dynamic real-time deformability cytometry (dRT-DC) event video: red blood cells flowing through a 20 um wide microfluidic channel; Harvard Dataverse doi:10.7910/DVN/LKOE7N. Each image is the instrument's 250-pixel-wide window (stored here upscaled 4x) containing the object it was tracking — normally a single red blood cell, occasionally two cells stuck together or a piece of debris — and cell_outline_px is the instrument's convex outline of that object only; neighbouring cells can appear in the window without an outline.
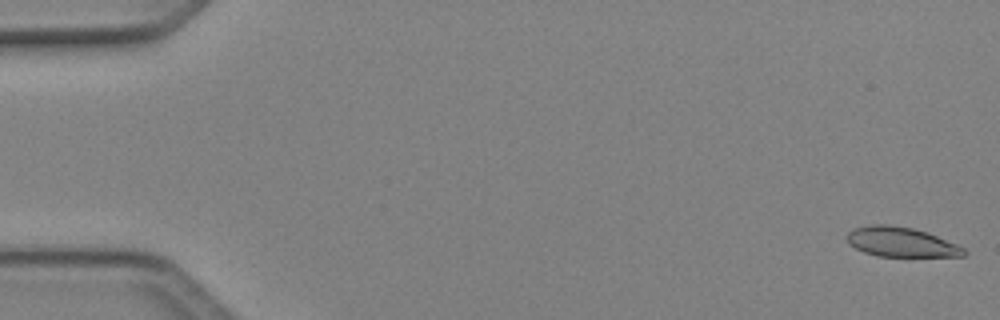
{"species": "Egyptian fruit bat (a non-hibernating species)", "species_latin": "Rousettus aegyptiacus", "temperature_condition": "cold", "stored_images_in_passage": 50, "camera_frame_rate_fps": 3000, "um_per_image_px": 0.085, "animal": {"sex": "female"}, "frame": {"image": 1, "passage_image": 1, "time_ms": 0.0, "image_size_px": [1000, 320], "cell_outline_px": [[968, 252], [964, 256], [880, 256], [864, 252], [848, 244], [848, 232], [856, 228], [868, 224], [888, 224], [912, 228], [928, 232], [956, 244], [964, 248]], "centroid_in_image_um": [76.6, 20.56], "position_along_channel_um": 8.4, "area_um2": 20.11}}
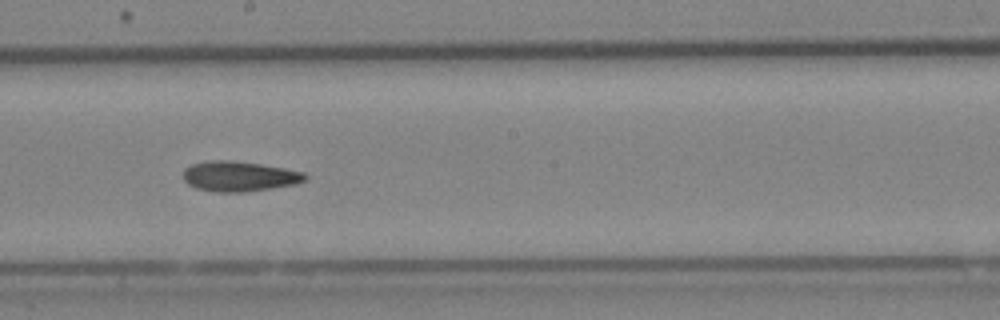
{"frame": {"image": 2, "passage_image": 28, "time_ms": 9.0, "image_size_px": [1000, 320], "cell_outline_px": [[308, 176], [304, 180], [296, 184], [240, 192], [216, 192], [196, 188], [188, 184], [184, 180], [184, 168], [192, 164], [212, 160], [228, 160], [260, 164], [284, 168], [304, 172]], "centroid_in_image_um": [20.31, 14.98], "position_along_channel_um": 227.9, "area_um2": 21.15}}
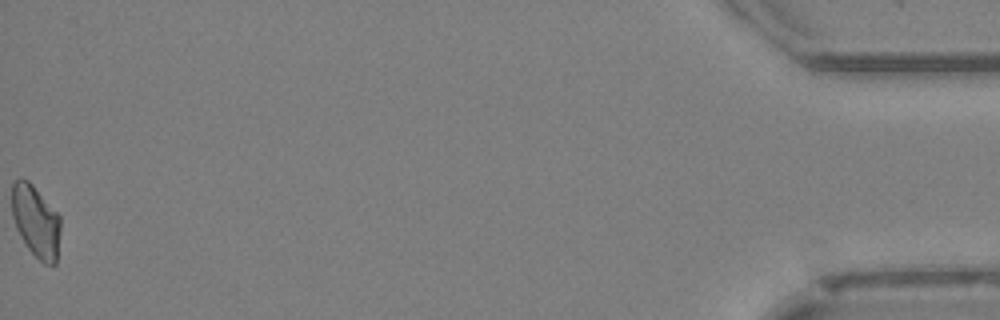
{"frame": {"image": 3, "passage_image": 50, "time_ms": 16.333, "image_size_px": [1000, 320], "cell_outline_px": [[60, 232], [56, 264], [44, 264], [28, 248], [20, 236], [16, 228], [12, 216], [12, 184], [20, 176], [28, 180], [32, 184], [60, 216]], "centroid_in_image_um": [3.04, 18.79], "position_along_channel_um": 432.2, "area_um2": 20.35}}